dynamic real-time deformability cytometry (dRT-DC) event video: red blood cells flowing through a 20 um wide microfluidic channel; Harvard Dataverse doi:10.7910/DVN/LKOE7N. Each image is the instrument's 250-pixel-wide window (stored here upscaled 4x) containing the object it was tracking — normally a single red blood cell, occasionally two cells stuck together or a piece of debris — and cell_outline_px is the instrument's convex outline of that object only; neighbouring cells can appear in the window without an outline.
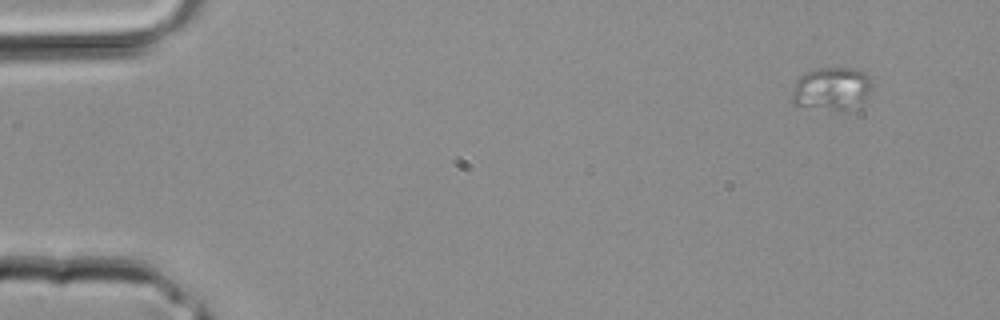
{"species": "common noctule bat (a hibernating species)", "species_latin": "Nyctalus noctula", "temperature_condition": "room temperature", "stored_images_in_passage": 3, "camera_frame_rate_fps": 3000, "um_per_image_px": 0.085, "animal": {"sex": "male", "body_mass_g": 20.4}, "frame": {"image": 1, "passage_image": 1, "time_ms": 0.0, "image_size_px": [1000, 320], "cell_outline_px": [[872, 88], [860, 108], [840, 112], [792, 104], [792, 88], [796, 80], [800, 76], [808, 72], [820, 68], [856, 68], [864, 72], [872, 80]], "centroid_in_image_um": [70.74, 7.58], "position_along_channel_um": 14.3, "area_um2": 20.69}}
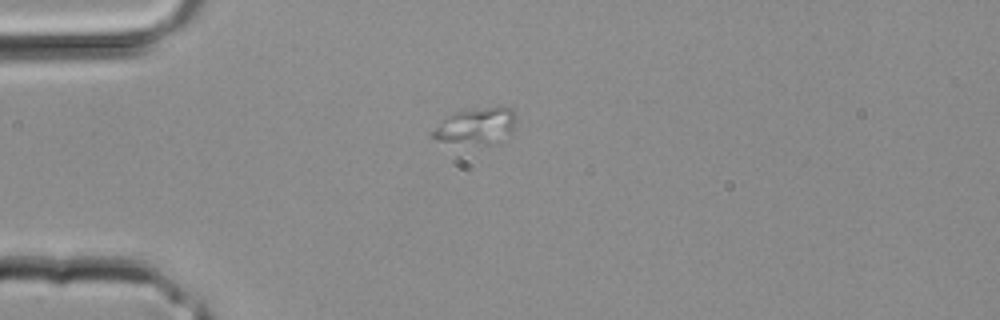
{"frame": {"image": 2, "passage_image": 3, "time_ms": 0.667, "image_size_px": [1000, 320], "cell_outline_px": [[516, 128], [500, 144], [484, 144], [440, 140], [432, 136], [432, 132], [448, 116], [456, 112], [488, 108], [512, 108], [516, 116]], "centroid_in_image_um": [40.6, 10.73], "position_along_channel_um": 44.4, "area_um2": 17.17}}